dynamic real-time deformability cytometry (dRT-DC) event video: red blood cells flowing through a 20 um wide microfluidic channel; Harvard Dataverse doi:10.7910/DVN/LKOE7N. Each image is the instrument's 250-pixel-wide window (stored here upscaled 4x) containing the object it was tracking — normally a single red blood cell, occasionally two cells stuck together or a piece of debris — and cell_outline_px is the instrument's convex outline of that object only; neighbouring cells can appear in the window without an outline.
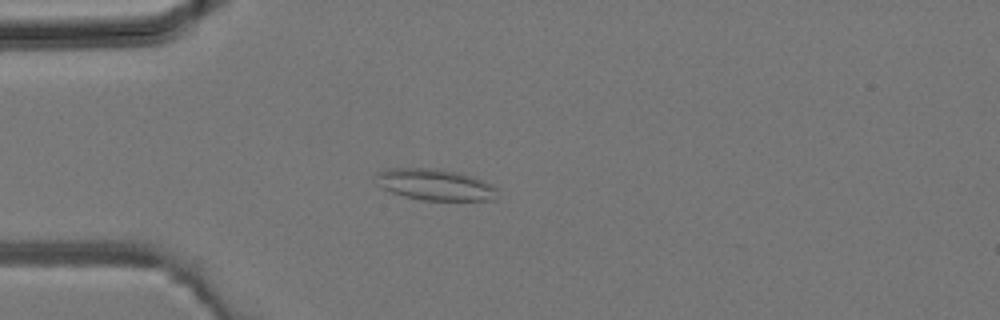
{"species": "common noctule bat (a hibernating species)", "species_latin": "Nyctalus noctula", "temperature_condition": "room temperature", "stored_images_in_passage": 2, "camera_frame_rate_fps": 3000, "um_per_image_px": 0.085, "animal": {"sex": "male", "body_mass_g": 19.2, "forearm_length_mm": 51.8}, "frame": {"image": 1, "passage_image": 2, "time_ms": 0.333, "image_size_px": [1000, 320], "cell_outline_px": [[496, 200], [424, 200], [404, 196], [380, 188], [376, 176], [376, 172], [388, 168], [440, 168], [460, 172], [492, 184], [496, 188]], "centroid_in_image_um": [36.97, 15.68], "position_along_channel_um": 48.0, "area_um2": 22.25}}